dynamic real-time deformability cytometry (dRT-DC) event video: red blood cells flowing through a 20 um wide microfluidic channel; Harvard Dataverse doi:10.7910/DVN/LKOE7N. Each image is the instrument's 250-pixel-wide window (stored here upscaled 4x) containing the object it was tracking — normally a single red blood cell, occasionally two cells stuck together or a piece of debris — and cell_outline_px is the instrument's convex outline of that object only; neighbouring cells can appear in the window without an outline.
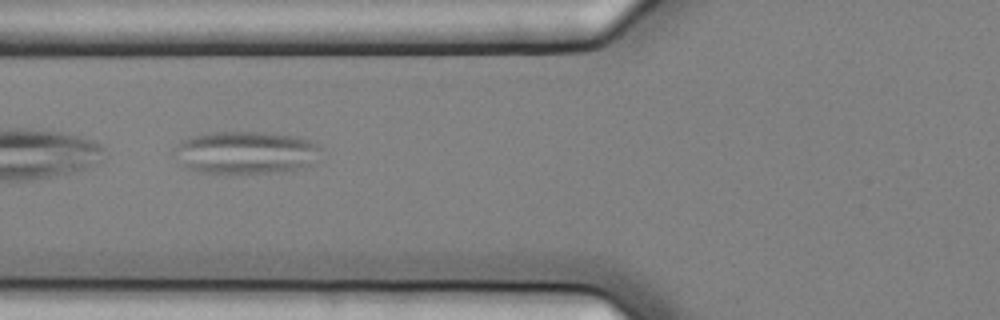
{"species": "common noctule bat (a hibernating species)", "species_latin": "Nyctalus noctula", "temperature_condition": "cold", "stored_images_in_passage": 7, "camera_frame_rate_fps": 3000, "um_per_image_px": 0.085, "animal": {"sex": "female", "body_mass_g": 25.1}, "frame": {"image": 1, "passage_image": 2, "time_ms": 0.333, "image_size_px": [1000, 320], "cell_outline_px": [[324, 148], [304, 168], [280, 172], [232, 176], [228, 176], [196, 172], [188, 168], [172, 156], [172, 148], [184, 140], [192, 136], [212, 132], [264, 132], [296, 136], [308, 140]], "centroid_in_image_um": [20.82, 13.01], "position_along_channel_um": 105.0, "area_um2": 37.51}}
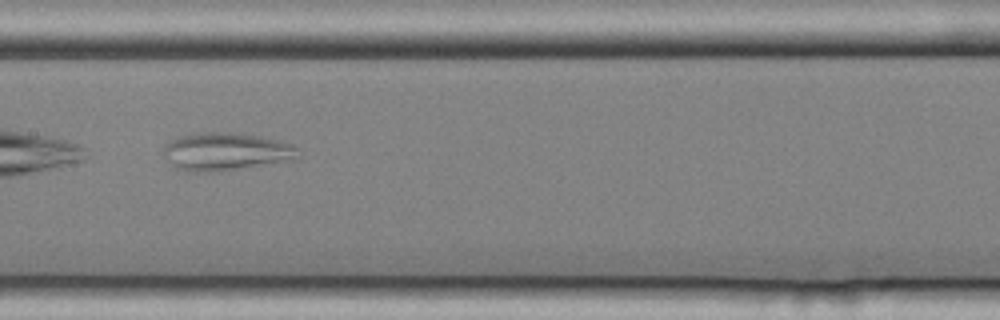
{"frame": {"image": 2, "passage_image": 4, "time_ms": 1.0, "image_size_px": [1000, 320], "cell_outline_px": [[296, 156], [292, 160], [220, 172], [188, 172], [172, 168], [160, 152], [164, 144], [180, 136], [204, 132], [228, 132], [260, 136], [280, 140], [292, 144], [296, 148]], "centroid_in_image_um": [19.1, 12.91], "position_along_channel_um": 188.3, "area_um2": 30.17}}
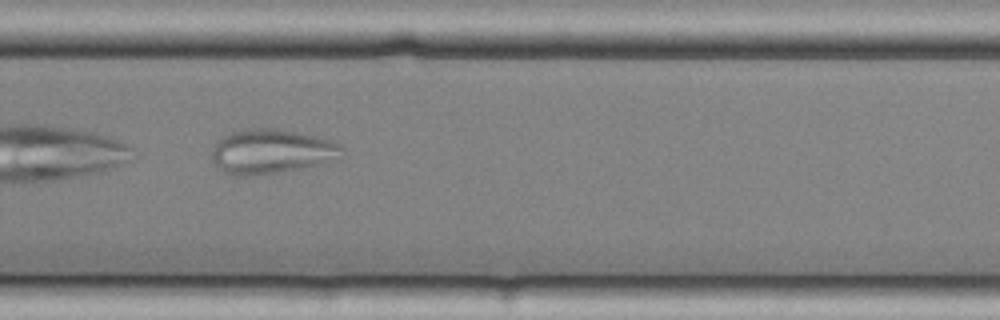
{"frame": {"image": 3, "passage_image": 7, "time_ms": 2.0, "image_size_px": [1000, 320], "cell_outline_px": [[344, 156], [316, 164], [300, 168], [276, 172], [240, 176], [228, 176], [212, 160], [212, 148], [224, 136], [232, 132], [244, 128], [280, 128], [328, 140], [340, 144], [344, 148]], "centroid_in_image_um": [23.04, 12.86], "position_along_channel_um": 306.8, "area_um2": 33.35}}